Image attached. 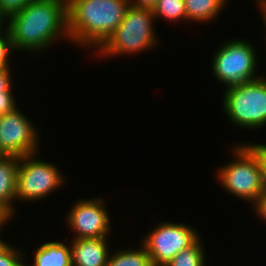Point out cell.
I'll return each mask as SVG.
<instances>
[{"mask_svg": "<svg viewBox=\"0 0 266 266\" xmlns=\"http://www.w3.org/2000/svg\"><path fill=\"white\" fill-rule=\"evenodd\" d=\"M7 21L15 51L42 52L62 35L70 40L67 0H32Z\"/></svg>", "mask_w": 266, "mask_h": 266, "instance_id": "obj_1", "label": "cell"}, {"mask_svg": "<svg viewBox=\"0 0 266 266\" xmlns=\"http://www.w3.org/2000/svg\"><path fill=\"white\" fill-rule=\"evenodd\" d=\"M129 7V0H67L70 41L97 51L123 21Z\"/></svg>", "mask_w": 266, "mask_h": 266, "instance_id": "obj_2", "label": "cell"}, {"mask_svg": "<svg viewBox=\"0 0 266 266\" xmlns=\"http://www.w3.org/2000/svg\"><path fill=\"white\" fill-rule=\"evenodd\" d=\"M232 147L235 159L219 168L218 181L228 193L253 205L266 190L261 159L248 143Z\"/></svg>", "mask_w": 266, "mask_h": 266, "instance_id": "obj_3", "label": "cell"}, {"mask_svg": "<svg viewBox=\"0 0 266 266\" xmlns=\"http://www.w3.org/2000/svg\"><path fill=\"white\" fill-rule=\"evenodd\" d=\"M153 20L155 16L151 9L130 6L123 21L96 52L106 58L150 50L158 43Z\"/></svg>", "mask_w": 266, "mask_h": 266, "instance_id": "obj_4", "label": "cell"}, {"mask_svg": "<svg viewBox=\"0 0 266 266\" xmlns=\"http://www.w3.org/2000/svg\"><path fill=\"white\" fill-rule=\"evenodd\" d=\"M222 97V109L235 126L259 129L266 125L265 77L230 87Z\"/></svg>", "mask_w": 266, "mask_h": 266, "instance_id": "obj_5", "label": "cell"}, {"mask_svg": "<svg viewBox=\"0 0 266 266\" xmlns=\"http://www.w3.org/2000/svg\"><path fill=\"white\" fill-rule=\"evenodd\" d=\"M255 47L247 40L225 42L214 54L212 71L216 80L226 89L238 86L257 77L258 56Z\"/></svg>", "mask_w": 266, "mask_h": 266, "instance_id": "obj_6", "label": "cell"}, {"mask_svg": "<svg viewBox=\"0 0 266 266\" xmlns=\"http://www.w3.org/2000/svg\"><path fill=\"white\" fill-rule=\"evenodd\" d=\"M36 157V153L19 157L16 200L34 202L43 199L65 182V177L55 164Z\"/></svg>", "mask_w": 266, "mask_h": 266, "instance_id": "obj_7", "label": "cell"}, {"mask_svg": "<svg viewBox=\"0 0 266 266\" xmlns=\"http://www.w3.org/2000/svg\"><path fill=\"white\" fill-rule=\"evenodd\" d=\"M141 240L153 266H165L181 250L190 247L199 237L197 230L178 222H160Z\"/></svg>", "mask_w": 266, "mask_h": 266, "instance_id": "obj_8", "label": "cell"}, {"mask_svg": "<svg viewBox=\"0 0 266 266\" xmlns=\"http://www.w3.org/2000/svg\"><path fill=\"white\" fill-rule=\"evenodd\" d=\"M20 109L0 116V150L5 156L38 154L39 132Z\"/></svg>", "mask_w": 266, "mask_h": 266, "instance_id": "obj_9", "label": "cell"}, {"mask_svg": "<svg viewBox=\"0 0 266 266\" xmlns=\"http://www.w3.org/2000/svg\"><path fill=\"white\" fill-rule=\"evenodd\" d=\"M108 214L102 198L78 200L66 217L68 227L73 230L72 239L109 236L111 219Z\"/></svg>", "mask_w": 266, "mask_h": 266, "instance_id": "obj_10", "label": "cell"}, {"mask_svg": "<svg viewBox=\"0 0 266 266\" xmlns=\"http://www.w3.org/2000/svg\"><path fill=\"white\" fill-rule=\"evenodd\" d=\"M71 246L72 266H106L109 258L107 237L73 239Z\"/></svg>", "mask_w": 266, "mask_h": 266, "instance_id": "obj_11", "label": "cell"}, {"mask_svg": "<svg viewBox=\"0 0 266 266\" xmlns=\"http://www.w3.org/2000/svg\"><path fill=\"white\" fill-rule=\"evenodd\" d=\"M19 157L4 156L0 158V204L12 215L15 214L17 171Z\"/></svg>", "mask_w": 266, "mask_h": 266, "instance_id": "obj_12", "label": "cell"}, {"mask_svg": "<svg viewBox=\"0 0 266 266\" xmlns=\"http://www.w3.org/2000/svg\"><path fill=\"white\" fill-rule=\"evenodd\" d=\"M33 259L31 266H72L71 246H66L61 241L45 242L34 252Z\"/></svg>", "mask_w": 266, "mask_h": 266, "instance_id": "obj_13", "label": "cell"}, {"mask_svg": "<svg viewBox=\"0 0 266 266\" xmlns=\"http://www.w3.org/2000/svg\"><path fill=\"white\" fill-rule=\"evenodd\" d=\"M229 0H184L187 21L209 22L213 21Z\"/></svg>", "mask_w": 266, "mask_h": 266, "instance_id": "obj_14", "label": "cell"}, {"mask_svg": "<svg viewBox=\"0 0 266 266\" xmlns=\"http://www.w3.org/2000/svg\"><path fill=\"white\" fill-rule=\"evenodd\" d=\"M109 255L106 266H153L151 257L142 244L138 250L122 249Z\"/></svg>", "mask_w": 266, "mask_h": 266, "instance_id": "obj_15", "label": "cell"}, {"mask_svg": "<svg viewBox=\"0 0 266 266\" xmlns=\"http://www.w3.org/2000/svg\"><path fill=\"white\" fill-rule=\"evenodd\" d=\"M199 237L190 247L181 250L165 266H206L205 253Z\"/></svg>", "mask_w": 266, "mask_h": 266, "instance_id": "obj_16", "label": "cell"}, {"mask_svg": "<svg viewBox=\"0 0 266 266\" xmlns=\"http://www.w3.org/2000/svg\"><path fill=\"white\" fill-rule=\"evenodd\" d=\"M152 11L155 19L161 17L170 22L187 21L184 0H157Z\"/></svg>", "mask_w": 266, "mask_h": 266, "instance_id": "obj_17", "label": "cell"}, {"mask_svg": "<svg viewBox=\"0 0 266 266\" xmlns=\"http://www.w3.org/2000/svg\"><path fill=\"white\" fill-rule=\"evenodd\" d=\"M9 67H0V116L17 108Z\"/></svg>", "mask_w": 266, "mask_h": 266, "instance_id": "obj_18", "label": "cell"}, {"mask_svg": "<svg viewBox=\"0 0 266 266\" xmlns=\"http://www.w3.org/2000/svg\"><path fill=\"white\" fill-rule=\"evenodd\" d=\"M24 254L26 255L25 252L22 254V250L11 247L5 241L0 242V266H25Z\"/></svg>", "mask_w": 266, "mask_h": 266, "instance_id": "obj_19", "label": "cell"}, {"mask_svg": "<svg viewBox=\"0 0 266 266\" xmlns=\"http://www.w3.org/2000/svg\"><path fill=\"white\" fill-rule=\"evenodd\" d=\"M13 43L8 31L0 36V67H9V59L14 51Z\"/></svg>", "mask_w": 266, "mask_h": 266, "instance_id": "obj_20", "label": "cell"}, {"mask_svg": "<svg viewBox=\"0 0 266 266\" xmlns=\"http://www.w3.org/2000/svg\"><path fill=\"white\" fill-rule=\"evenodd\" d=\"M32 0H0V9L8 17L23 9Z\"/></svg>", "mask_w": 266, "mask_h": 266, "instance_id": "obj_21", "label": "cell"}, {"mask_svg": "<svg viewBox=\"0 0 266 266\" xmlns=\"http://www.w3.org/2000/svg\"><path fill=\"white\" fill-rule=\"evenodd\" d=\"M256 214L261 219V221L266 222V190L260 195L257 201L253 204Z\"/></svg>", "mask_w": 266, "mask_h": 266, "instance_id": "obj_22", "label": "cell"}, {"mask_svg": "<svg viewBox=\"0 0 266 266\" xmlns=\"http://www.w3.org/2000/svg\"><path fill=\"white\" fill-rule=\"evenodd\" d=\"M259 155L263 167L264 182L266 187V144H249Z\"/></svg>", "mask_w": 266, "mask_h": 266, "instance_id": "obj_23", "label": "cell"}, {"mask_svg": "<svg viewBox=\"0 0 266 266\" xmlns=\"http://www.w3.org/2000/svg\"><path fill=\"white\" fill-rule=\"evenodd\" d=\"M130 6L135 8L153 9L157 0H129Z\"/></svg>", "mask_w": 266, "mask_h": 266, "instance_id": "obj_24", "label": "cell"}, {"mask_svg": "<svg viewBox=\"0 0 266 266\" xmlns=\"http://www.w3.org/2000/svg\"><path fill=\"white\" fill-rule=\"evenodd\" d=\"M13 216L3 205L0 204V230L5 226L6 222Z\"/></svg>", "mask_w": 266, "mask_h": 266, "instance_id": "obj_25", "label": "cell"}, {"mask_svg": "<svg viewBox=\"0 0 266 266\" xmlns=\"http://www.w3.org/2000/svg\"><path fill=\"white\" fill-rule=\"evenodd\" d=\"M7 20H8V17L0 9V36L7 32V27H8L6 24V22H8ZM4 24H6V26ZM4 27H5V29H4Z\"/></svg>", "mask_w": 266, "mask_h": 266, "instance_id": "obj_26", "label": "cell"}, {"mask_svg": "<svg viewBox=\"0 0 266 266\" xmlns=\"http://www.w3.org/2000/svg\"><path fill=\"white\" fill-rule=\"evenodd\" d=\"M258 7H261L266 12V0H255Z\"/></svg>", "mask_w": 266, "mask_h": 266, "instance_id": "obj_27", "label": "cell"}, {"mask_svg": "<svg viewBox=\"0 0 266 266\" xmlns=\"http://www.w3.org/2000/svg\"><path fill=\"white\" fill-rule=\"evenodd\" d=\"M260 9H261V13H262V17H263V19L262 20H264V25L266 26V12L260 7ZM266 41V40H265Z\"/></svg>", "mask_w": 266, "mask_h": 266, "instance_id": "obj_28", "label": "cell"}, {"mask_svg": "<svg viewBox=\"0 0 266 266\" xmlns=\"http://www.w3.org/2000/svg\"><path fill=\"white\" fill-rule=\"evenodd\" d=\"M5 155L0 150V158L4 157Z\"/></svg>", "mask_w": 266, "mask_h": 266, "instance_id": "obj_29", "label": "cell"}]
</instances>
